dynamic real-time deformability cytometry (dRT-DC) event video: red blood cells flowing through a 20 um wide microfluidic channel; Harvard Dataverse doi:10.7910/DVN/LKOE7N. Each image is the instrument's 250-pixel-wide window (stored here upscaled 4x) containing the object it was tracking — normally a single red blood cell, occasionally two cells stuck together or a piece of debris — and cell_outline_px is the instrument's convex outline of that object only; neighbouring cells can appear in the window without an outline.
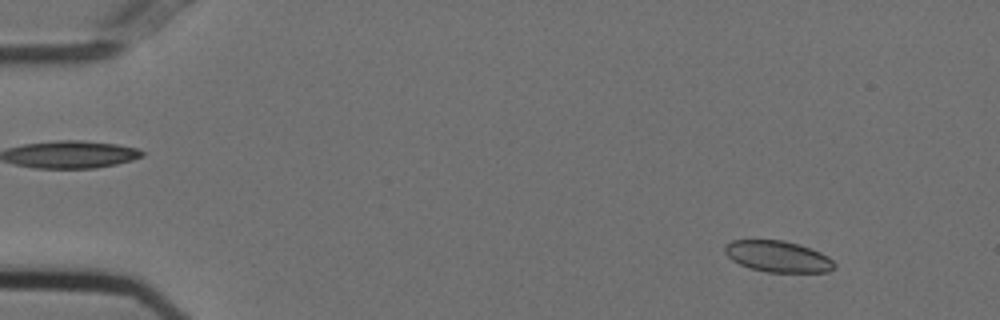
{"species": "Egyptian fruit bat (a non-hibernating species)", "species_latin": "Rousettus aegyptiacus", "temperature_condition": "cold", "stored_images_in_passage": 11, "camera_frame_rate_fps": 3000, "um_per_image_px": 0.085, "animal": {"sex": "female"}, "frame": {"image": 1, "passage_image": 6, "time_ms": 1.667, "image_size_px": [1000, 320], "cell_outline_px": [[836, 268], [828, 272], [768, 272], [752, 268], [740, 264], [732, 260], [724, 252], [724, 248], [732, 240], [784, 240], [820, 252], [828, 256], [836, 264]], "centroid_in_image_um": [66.14, 21.81], "position_along_channel_um": 18.9, "area_um2": 19.77}}